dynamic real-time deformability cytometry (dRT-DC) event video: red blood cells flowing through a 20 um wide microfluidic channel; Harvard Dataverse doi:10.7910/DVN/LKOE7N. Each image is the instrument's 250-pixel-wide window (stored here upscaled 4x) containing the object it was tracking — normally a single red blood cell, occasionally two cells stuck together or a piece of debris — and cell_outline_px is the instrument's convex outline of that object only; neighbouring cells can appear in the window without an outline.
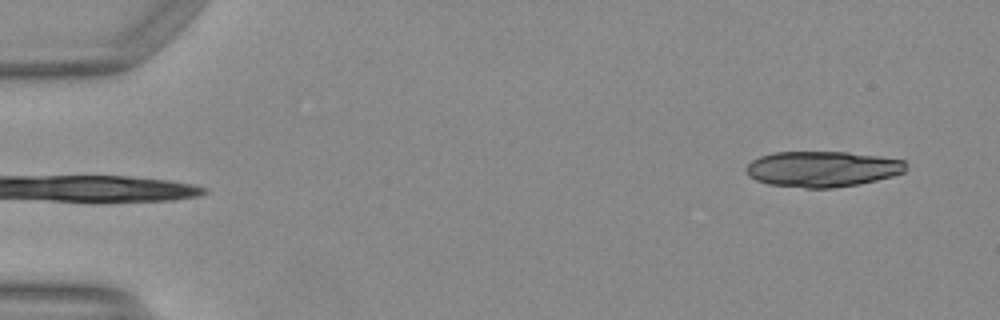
{"species": "Egyptian fruit bat (a non-hibernating species)", "species_latin": "Rousettus aegyptiacus", "temperature_condition": "warm", "stored_images_in_passage": 13, "camera_frame_rate_fps": 3000, "um_per_image_px": 0.085, "animal": {"sex": "female"}, "frame": {"image": 1, "passage_image": 1, "time_ms": 0.0, "image_size_px": [1000, 320], "cell_outline_px": [[908, 164], [904, 172], [892, 176], [876, 180], [856, 184], [832, 188], [804, 188], [768, 184], [756, 180], [748, 176], [744, 168], [752, 160], [760, 156], [772, 152], [848, 152], [904, 160]], "centroid_in_image_um": [69.86, 14.36], "position_along_channel_um": 15.1, "area_um2": 33.29}}